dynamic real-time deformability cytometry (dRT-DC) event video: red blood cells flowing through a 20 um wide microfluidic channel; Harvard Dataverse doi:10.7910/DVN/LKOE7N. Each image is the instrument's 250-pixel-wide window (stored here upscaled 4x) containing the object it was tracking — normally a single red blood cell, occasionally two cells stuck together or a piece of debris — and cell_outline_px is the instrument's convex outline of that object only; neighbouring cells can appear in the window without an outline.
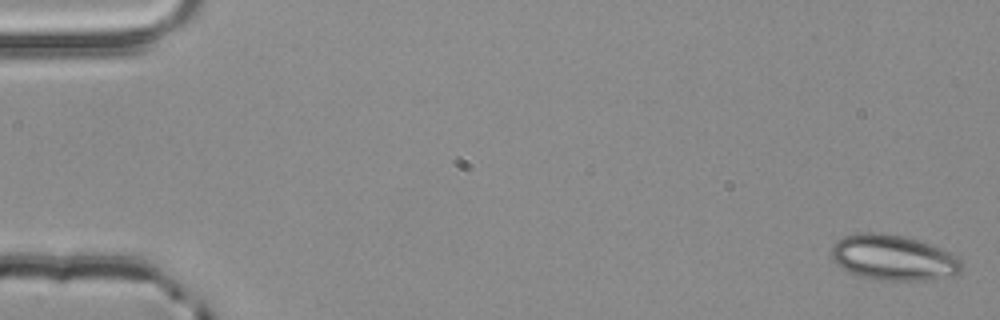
{"species": "common noctule bat (a hibernating species)", "species_latin": "Nyctalus noctula", "temperature_condition": "room temperature", "stored_images_in_passage": 2, "camera_frame_rate_fps": 3000, "um_per_image_px": 0.085, "animal": {"sex": "male", "body_mass_g": 20.4}, "frame": {"image": 1, "passage_image": 1, "time_ms": 0.0, "image_size_px": [1000, 320], "cell_outline_px": [[964, 268], [960, 272], [952, 276], [924, 280], [872, 280], [860, 276], [836, 264], [832, 260], [832, 244], [836, 240], [844, 236], [856, 232], [880, 232], [904, 236], [940, 248], [964, 260]], "centroid_in_image_um": [75.94, 21.9], "position_along_channel_um": 9.1, "area_um2": 34.74}}